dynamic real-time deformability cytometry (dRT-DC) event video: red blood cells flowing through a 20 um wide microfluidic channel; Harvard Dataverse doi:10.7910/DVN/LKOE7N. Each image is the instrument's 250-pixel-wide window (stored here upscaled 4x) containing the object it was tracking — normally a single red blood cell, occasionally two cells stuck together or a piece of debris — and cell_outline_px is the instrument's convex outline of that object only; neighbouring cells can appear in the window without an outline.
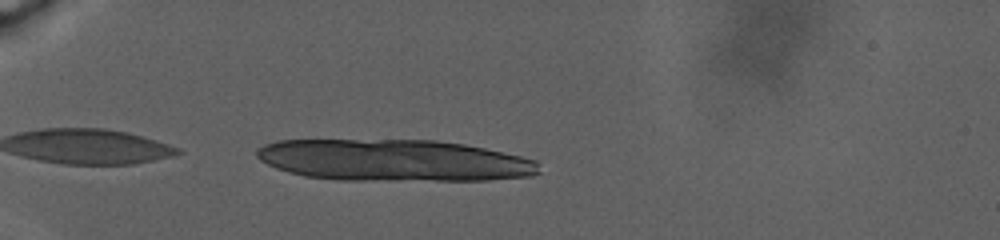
{"species": "human", "species_latin": "Homo sapiens", "temperature_condition": "warm", "stored_images_in_passage": 48, "camera_frame_rate_fps": 3000, "um_per_image_px": 0.085, "donor": {"sex": "male"}, "frame": {"image": 1, "passage_image": 2, "time_ms": 0.333, "image_size_px": [1000, 240], "cell_outline_px": [[540, 172], [532, 176], [488, 180], [336, 180], [304, 176], [288, 172], [276, 168], [260, 160], [256, 156], [256, 148], [264, 144], [276, 140], [436, 140], [464, 144], [484, 148], [520, 156], [536, 160]], "centroid_in_image_um": [33.45, 13.63], "position_along_channel_um": 51.6, "area_um2": 68.84}}
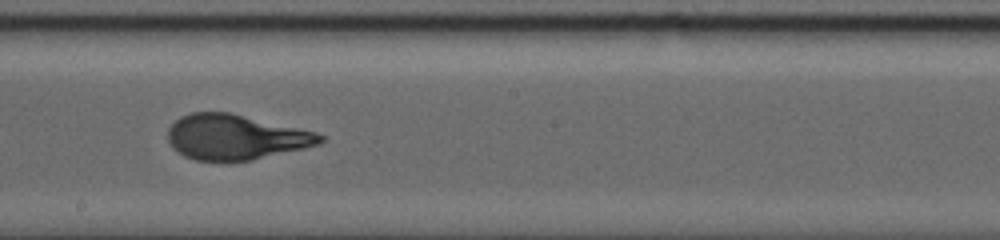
{"frame": {"image": 2, "passage_image": 18, "time_ms": 10.333, "image_size_px": [1000, 240], "cell_outline_px": [[324, 140], [320, 144], [304, 148], [252, 160], [196, 160], [184, 156], [172, 148], [168, 140], [168, 128], [180, 116], [192, 112], [228, 112], [316, 132], [324, 136]], "centroid_in_image_um": [20.0, 11.65], "position_along_channel_um": 228.2, "area_um2": 39.71}}
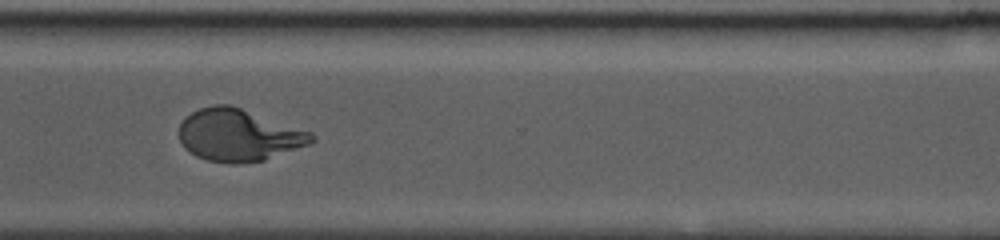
{"frame": {"image": 3, "passage_image": 36, "time_ms": 15.667, "image_size_px": [1000, 240], "cell_outline_px": [[316, 140], [312, 144], [264, 160], [236, 164], [228, 164], [208, 160], [196, 156], [184, 148], [180, 140], [180, 124], [192, 112], [200, 108], [212, 104], [232, 104], [312, 132], [316, 136]], "centroid_in_image_um": [20.33, 11.48], "position_along_channel_um": 350.3, "area_um2": 40.63}, "authors_computed_cell_mechanics": {"area_um2": 40.6334, "velocity_mm_per_s": 2.291, "shape_relaxation_time_tau1_ms": 9.3268, "shape_relaxation_time_tau2_ms": null, "deformation_change_tau1": 0.3017, "deformation_change_tau2": null}}